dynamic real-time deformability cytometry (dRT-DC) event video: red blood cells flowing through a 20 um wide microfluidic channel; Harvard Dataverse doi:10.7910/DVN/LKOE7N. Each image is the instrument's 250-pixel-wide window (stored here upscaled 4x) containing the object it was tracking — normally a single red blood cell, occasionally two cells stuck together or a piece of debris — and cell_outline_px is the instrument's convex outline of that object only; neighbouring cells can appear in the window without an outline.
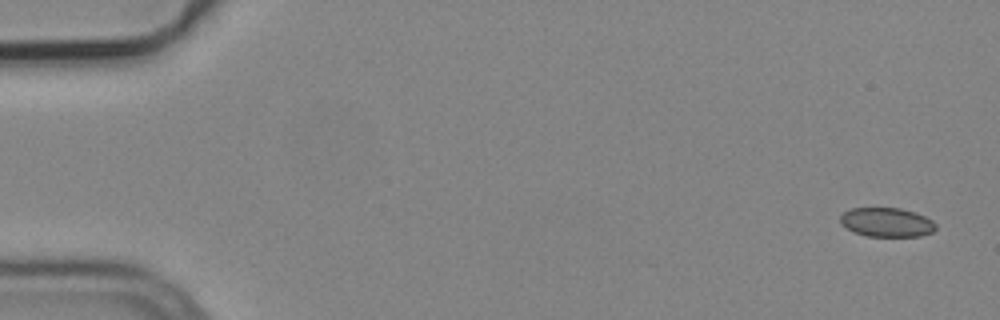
{"species": "common noctule bat (a hibernating species)", "species_latin": "Nyctalus noctula", "temperature_condition": "cold", "stored_images_in_passage": 3, "camera_frame_rate_fps": 3000, "um_per_image_px": 0.085, "animal": {"sex": "male", "body_mass_g": 19.2, "forearm_length_mm": 51.8}, "frame": {"image": 1, "passage_image": 1, "time_ms": 0.0, "image_size_px": [1000, 320], "cell_outline_px": [[936, 228], [932, 232], [920, 236], [868, 236], [856, 232], [840, 224], [840, 216], [844, 212], [852, 208], [900, 208], [916, 212], [932, 220], [936, 224]], "centroid_in_image_um": [75.39, 18.88], "position_along_channel_um": 9.6, "area_um2": 16.13}}